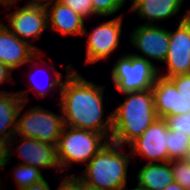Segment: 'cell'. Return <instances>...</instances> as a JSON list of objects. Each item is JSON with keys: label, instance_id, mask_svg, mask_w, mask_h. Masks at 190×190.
<instances>
[{"label": "cell", "instance_id": "cell-1", "mask_svg": "<svg viewBox=\"0 0 190 190\" xmlns=\"http://www.w3.org/2000/svg\"><path fill=\"white\" fill-rule=\"evenodd\" d=\"M63 80L58 105L65 126L112 135V110L106 115L104 95L107 85L88 80L74 67Z\"/></svg>", "mask_w": 190, "mask_h": 190}, {"label": "cell", "instance_id": "cell-2", "mask_svg": "<svg viewBox=\"0 0 190 190\" xmlns=\"http://www.w3.org/2000/svg\"><path fill=\"white\" fill-rule=\"evenodd\" d=\"M125 97L112 109L114 143L128 147L158 118L150 89L121 93Z\"/></svg>", "mask_w": 190, "mask_h": 190}, {"label": "cell", "instance_id": "cell-3", "mask_svg": "<svg viewBox=\"0 0 190 190\" xmlns=\"http://www.w3.org/2000/svg\"><path fill=\"white\" fill-rule=\"evenodd\" d=\"M113 141L104 145L76 175L83 186L95 190H120L127 186L129 167L133 164L130 150Z\"/></svg>", "mask_w": 190, "mask_h": 190}, {"label": "cell", "instance_id": "cell-4", "mask_svg": "<svg viewBox=\"0 0 190 190\" xmlns=\"http://www.w3.org/2000/svg\"><path fill=\"white\" fill-rule=\"evenodd\" d=\"M46 55L47 52H38L26 64L24 77H26L25 82L27 83V87L25 89L16 90L23 101L30 102V93L34 92L38 97L44 100L47 96H52V99L56 97V101L58 102L63 80L72 70L71 62H68L69 64L55 63L53 58L46 60V57H44ZM57 64L59 67L63 66L65 73L58 70L56 67Z\"/></svg>", "mask_w": 190, "mask_h": 190}, {"label": "cell", "instance_id": "cell-5", "mask_svg": "<svg viewBox=\"0 0 190 190\" xmlns=\"http://www.w3.org/2000/svg\"><path fill=\"white\" fill-rule=\"evenodd\" d=\"M1 9L5 15L0 16V20L19 39L28 42L38 52H46L35 42L42 39L48 31L47 11L45 5L23 3L13 0H3ZM15 10H12V9Z\"/></svg>", "mask_w": 190, "mask_h": 190}, {"label": "cell", "instance_id": "cell-6", "mask_svg": "<svg viewBox=\"0 0 190 190\" xmlns=\"http://www.w3.org/2000/svg\"><path fill=\"white\" fill-rule=\"evenodd\" d=\"M29 105V106H27ZM57 112L44 105L23 101L17 114V136L38 139L57 147L65 127L61 108Z\"/></svg>", "mask_w": 190, "mask_h": 190}, {"label": "cell", "instance_id": "cell-7", "mask_svg": "<svg viewBox=\"0 0 190 190\" xmlns=\"http://www.w3.org/2000/svg\"><path fill=\"white\" fill-rule=\"evenodd\" d=\"M109 141L105 134L65 126L56 147L63 175H73L74 164H87Z\"/></svg>", "mask_w": 190, "mask_h": 190}, {"label": "cell", "instance_id": "cell-8", "mask_svg": "<svg viewBox=\"0 0 190 190\" xmlns=\"http://www.w3.org/2000/svg\"><path fill=\"white\" fill-rule=\"evenodd\" d=\"M124 17L125 15L113 16L108 17V20L107 17H101L105 20L103 22L101 19L97 20V25H93L91 29L86 27V23L82 35L86 38L85 65L112 61L111 57L121 46Z\"/></svg>", "mask_w": 190, "mask_h": 190}, {"label": "cell", "instance_id": "cell-9", "mask_svg": "<svg viewBox=\"0 0 190 190\" xmlns=\"http://www.w3.org/2000/svg\"><path fill=\"white\" fill-rule=\"evenodd\" d=\"M110 64V79L120 93L150 89L158 76L157 68L129 50L112 58Z\"/></svg>", "mask_w": 190, "mask_h": 190}, {"label": "cell", "instance_id": "cell-10", "mask_svg": "<svg viewBox=\"0 0 190 190\" xmlns=\"http://www.w3.org/2000/svg\"><path fill=\"white\" fill-rule=\"evenodd\" d=\"M127 41L135 50L129 51L131 54L147 60L159 69L166 60L169 50V27L135 23L128 33Z\"/></svg>", "mask_w": 190, "mask_h": 190}, {"label": "cell", "instance_id": "cell-11", "mask_svg": "<svg viewBox=\"0 0 190 190\" xmlns=\"http://www.w3.org/2000/svg\"><path fill=\"white\" fill-rule=\"evenodd\" d=\"M9 161L37 167L43 172L54 169L56 177L63 175L58 158L57 148L38 139L14 135L9 140ZM18 157V158H17ZM14 159V160H13Z\"/></svg>", "mask_w": 190, "mask_h": 190}, {"label": "cell", "instance_id": "cell-12", "mask_svg": "<svg viewBox=\"0 0 190 190\" xmlns=\"http://www.w3.org/2000/svg\"><path fill=\"white\" fill-rule=\"evenodd\" d=\"M168 130L166 120L157 118L128 146L133 163L137 162L138 158H145V163L168 162Z\"/></svg>", "mask_w": 190, "mask_h": 190}, {"label": "cell", "instance_id": "cell-13", "mask_svg": "<svg viewBox=\"0 0 190 190\" xmlns=\"http://www.w3.org/2000/svg\"><path fill=\"white\" fill-rule=\"evenodd\" d=\"M185 3L186 0H129L127 10L139 20L138 24L163 25L166 22L169 24L172 19L174 21L176 16V21L181 22L190 6H186Z\"/></svg>", "mask_w": 190, "mask_h": 190}, {"label": "cell", "instance_id": "cell-14", "mask_svg": "<svg viewBox=\"0 0 190 190\" xmlns=\"http://www.w3.org/2000/svg\"><path fill=\"white\" fill-rule=\"evenodd\" d=\"M175 24L176 28L169 25V50L158 69V75L165 78L190 73V33L182 22Z\"/></svg>", "mask_w": 190, "mask_h": 190}, {"label": "cell", "instance_id": "cell-15", "mask_svg": "<svg viewBox=\"0 0 190 190\" xmlns=\"http://www.w3.org/2000/svg\"><path fill=\"white\" fill-rule=\"evenodd\" d=\"M151 90L158 118L166 119L170 116L190 113V96L179 93L169 78L158 75Z\"/></svg>", "mask_w": 190, "mask_h": 190}, {"label": "cell", "instance_id": "cell-16", "mask_svg": "<svg viewBox=\"0 0 190 190\" xmlns=\"http://www.w3.org/2000/svg\"><path fill=\"white\" fill-rule=\"evenodd\" d=\"M47 11L48 31L63 37L82 36L84 27L90 20H86L70 6L59 1L45 5Z\"/></svg>", "mask_w": 190, "mask_h": 190}, {"label": "cell", "instance_id": "cell-17", "mask_svg": "<svg viewBox=\"0 0 190 190\" xmlns=\"http://www.w3.org/2000/svg\"><path fill=\"white\" fill-rule=\"evenodd\" d=\"M38 53L28 42L16 37L0 20L1 63L13 72L22 69Z\"/></svg>", "mask_w": 190, "mask_h": 190}, {"label": "cell", "instance_id": "cell-18", "mask_svg": "<svg viewBox=\"0 0 190 190\" xmlns=\"http://www.w3.org/2000/svg\"><path fill=\"white\" fill-rule=\"evenodd\" d=\"M136 185L145 190H163L174 182L170 162L144 163L136 174Z\"/></svg>", "mask_w": 190, "mask_h": 190}, {"label": "cell", "instance_id": "cell-19", "mask_svg": "<svg viewBox=\"0 0 190 190\" xmlns=\"http://www.w3.org/2000/svg\"><path fill=\"white\" fill-rule=\"evenodd\" d=\"M23 100L16 90L0 93V139L9 141L17 129V114Z\"/></svg>", "mask_w": 190, "mask_h": 190}, {"label": "cell", "instance_id": "cell-20", "mask_svg": "<svg viewBox=\"0 0 190 190\" xmlns=\"http://www.w3.org/2000/svg\"><path fill=\"white\" fill-rule=\"evenodd\" d=\"M8 165H12V179L17 190L27 188L45 178L44 174H42L44 172L37 167H32L26 164H18L10 161H8L7 167Z\"/></svg>", "mask_w": 190, "mask_h": 190}, {"label": "cell", "instance_id": "cell-21", "mask_svg": "<svg viewBox=\"0 0 190 190\" xmlns=\"http://www.w3.org/2000/svg\"><path fill=\"white\" fill-rule=\"evenodd\" d=\"M169 161L190 158V136L186 133L168 130Z\"/></svg>", "mask_w": 190, "mask_h": 190}, {"label": "cell", "instance_id": "cell-22", "mask_svg": "<svg viewBox=\"0 0 190 190\" xmlns=\"http://www.w3.org/2000/svg\"><path fill=\"white\" fill-rule=\"evenodd\" d=\"M91 2L92 10L99 19L101 17H107L108 19V17L121 16L126 15V12L128 13V10L123 13V10L126 8V5H129V0H91Z\"/></svg>", "mask_w": 190, "mask_h": 190}, {"label": "cell", "instance_id": "cell-23", "mask_svg": "<svg viewBox=\"0 0 190 190\" xmlns=\"http://www.w3.org/2000/svg\"><path fill=\"white\" fill-rule=\"evenodd\" d=\"M174 181L185 190H190V158L169 161Z\"/></svg>", "mask_w": 190, "mask_h": 190}, {"label": "cell", "instance_id": "cell-24", "mask_svg": "<svg viewBox=\"0 0 190 190\" xmlns=\"http://www.w3.org/2000/svg\"><path fill=\"white\" fill-rule=\"evenodd\" d=\"M59 2L68 5L71 9L79 13L86 20L89 18L97 17L92 10V2L91 0H58Z\"/></svg>", "mask_w": 190, "mask_h": 190}, {"label": "cell", "instance_id": "cell-25", "mask_svg": "<svg viewBox=\"0 0 190 190\" xmlns=\"http://www.w3.org/2000/svg\"><path fill=\"white\" fill-rule=\"evenodd\" d=\"M165 120L169 130L183 132L190 136V113L170 116Z\"/></svg>", "mask_w": 190, "mask_h": 190}, {"label": "cell", "instance_id": "cell-26", "mask_svg": "<svg viewBox=\"0 0 190 190\" xmlns=\"http://www.w3.org/2000/svg\"><path fill=\"white\" fill-rule=\"evenodd\" d=\"M59 178L61 182L55 190H83V184L76 175H62Z\"/></svg>", "mask_w": 190, "mask_h": 190}, {"label": "cell", "instance_id": "cell-27", "mask_svg": "<svg viewBox=\"0 0 190 190\" xmlns=\"http://www.w3.org/2000/svg\"><path fill=\"white\" fill-rule=\"evenodd\" d=\"M9 141L0 139V170L7 168V163L9 161ZM6 181V182H5ZM7 179L4 176H0V190H6Z\"/></svg>", "mask_w": 190, "mask_h": 190}, {"label": "cell", "instance_id": "cell-28", "mask_svg": "<svg viewBox=\"0 0 190 190\" xmlns=\"http://www.w3.org/2000/svg\"><path fill=\"white\" fill-rule=\"evenodd\" d=\"M175 87L185 96H190V73L169 77Z\"/></svg>", "mask_w": 190, "mask_h": 190}, {"label": "cell", "instance_id": "cell-29", "mask_svg": "<svg viewBox=\"0 0 190 190\" xmlns=\"http://www.w3.org/2000/svg\"><path fill=\"white\" fill-rule=\"evenodd\" d=\"M13 73L14 72L9 67L4 65L3 63H0V93H6V92L12 91V90H6L4 88H1V86L9 82L11 84L16 83Z\"/></svg>", "mask_w": 190, "mask_h": 190}, {"label": "cell", "instance_id": "cell-30", "mask_svg": "<svg viewBox=\"0 0 190 190\" xmlns=\"http://www.w3.org/2000/svg\"><path fill=\"white\" fill-rule=\"evenodd\" d=\"M48 180L44 178L43 180L20 190H50L52 187L49 184Z\"/></svg>", "mask_w": 190, "mask_h": 190}, {"label": "cell", "instance_id": "cell-31", "mask_svg": "<svg viewBox=\"0 0 190 190\" xmlns=\"http://www.w3.org/2000/svg\"><path fill=\"white\" fill-rule=\"evenodd\" d=\"M13 1H16V2L20 3L21 0H13ZM55 1H58V0H23V3L47 5L48 3L55 2Z\"/></svg>", "mask_w": 190, "mask_h": 190}, {"label": "cell", "instance_id": "cell-32", "mask_svg": "<svg viewBox=\"0 0 190 190\" xmlns=\"http://www.w3.org/2000/svg\"><path fill=\"white\" fill-rule=\"evenodd\" d=\"M181 22L187 27V29H188V31L190 33V7L187 10L186 15L181 20Z\"/></svg>", "mask_w": 190, "mask_h": 190}, {"label": "cell", "instance_id": "cell-33", "mask_svg": "<svg viewBox=\"0 0 190 190\" xmlns=\"http://www.w3.org/2000/svg\"><path fill=\"white\" fill-rule=\"evenodd\" d=\"M163 190H185L181 185H179L177 182H172L168 186H166Z\"/></svg>", "mask_w": 190, "mask_h": 190}, {"label": "cell", "instance_id": "cell-34", "mask_svg": "<svg viewBox=\"0 0 190 190\" xmlns=\"http://www.w3.org/2000/svg\"><path fill=\"white\" fill-rule=\"evenodd\" d=\"M120 190H145V189H143V188H140L138 185H136L135 184V186L134 187H128V185L127 186H124L122 189H120Z\"/></svg>", "mask_w": 190, "mask_h": 190}, {"label": "cell", "instance_id": "cell-35", "mask_svg": "<svg viewBox=\"0 0 190 190\" xmlns=\"http://www.w3.org/2000/svg\"><path fill=\"white\" fill-rule=\"evenodd\" d=\"M83 190H95V189H91L89 187L83 186Z\"/></svg>", "mask_w": 190, "mask_h": 190}]
</instances>
